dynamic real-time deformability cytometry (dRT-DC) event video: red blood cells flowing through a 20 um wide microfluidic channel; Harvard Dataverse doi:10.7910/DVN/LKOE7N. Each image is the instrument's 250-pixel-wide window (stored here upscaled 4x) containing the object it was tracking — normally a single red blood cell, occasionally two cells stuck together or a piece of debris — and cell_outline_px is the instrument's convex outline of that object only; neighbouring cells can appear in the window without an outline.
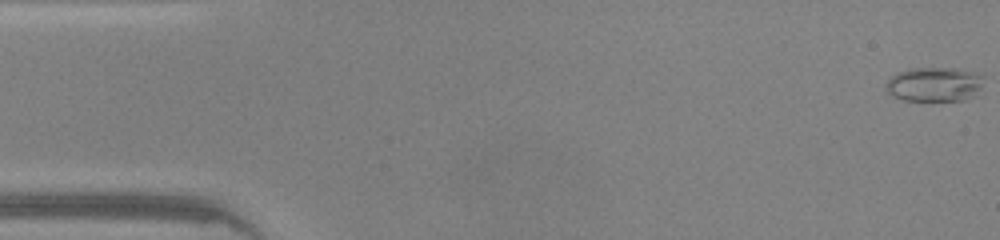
{"species": "common noctule bat (a hibernating species)", "species_latin": "Nyctalus noctula", "temperature_condition": "warm", "stored_images_in_passage": 48, "camera_frame_rate_fps": 3000, "um_per_image_px": 0.085, "animal": {"sex": "male", "body_mass_g": 20.0, "forearm_length_mm": 53.3}, "frame": {"image": 1, "passage_image": 1, "time_ms": 0.0, "image_size_px": [1000, 240], "cell_outline_px": [[984, 76], [980, 88], [972, 96], [964, 100], [904, 100], [892, 96], [884, 92], [884, 84], [896, 72], [912, 68], [956, 68], [976, 72]], "centroid_in_image_um": [79.37, 7.16], "position_along_channel_um": 5.6, "area_um2": 19.77}}
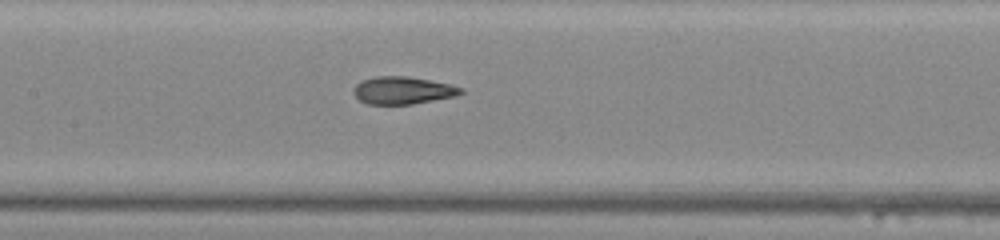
{"frame": {"image": 2, "passage_image": 22, "time_ms": 7.0, "image_size_px": [1000, 240], "cell_outline_px": [[464, 92], [456, 96], [412, 104], [368, 104], [360, 100], [352, 92], [352, 88], [360, 80], [376, 76], [408, 76], [448, 84], [464, 88]], "centroid_in_image_um": [34.21, 7.68], "position_along_channel_um": 173.2, "area_um2": 17.22}}
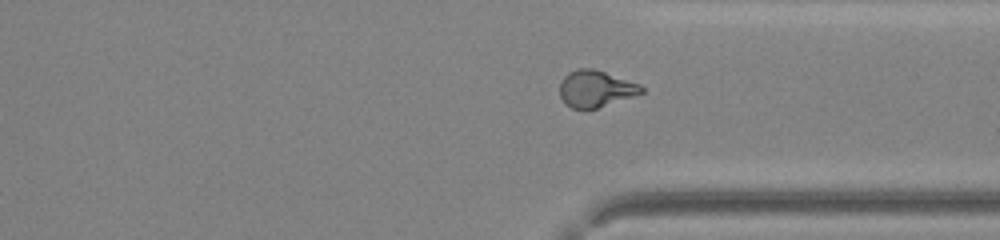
{"frame": {"image": 3, "passage_image": 35, "time_ms": 11.333, "image_size_px": [1000, 240], "cell_outline_px": [[644, 92], [596, 108], [572, 108], [564, 104], [560, 96], [560, 84], [564, 76], [568, 72], [580, 68], [592, 68], [640, 84], [644, 88]], "centroid_in_image_um": [50.6, 7.53], "position_along_channel_um": 360.8, "area_um2": 17.17}, "authors_computed_cell_mechanics": {"area_um2": 18.1781, "velocity_mm_per_s": 4.3421, "shape_relaxation_time_tau1_ms": null, "shape_relaxation_time_tau2_ms": 1.0229, "deformation_change_tau1": null, "deformation_change_tau2": 0.0802}}